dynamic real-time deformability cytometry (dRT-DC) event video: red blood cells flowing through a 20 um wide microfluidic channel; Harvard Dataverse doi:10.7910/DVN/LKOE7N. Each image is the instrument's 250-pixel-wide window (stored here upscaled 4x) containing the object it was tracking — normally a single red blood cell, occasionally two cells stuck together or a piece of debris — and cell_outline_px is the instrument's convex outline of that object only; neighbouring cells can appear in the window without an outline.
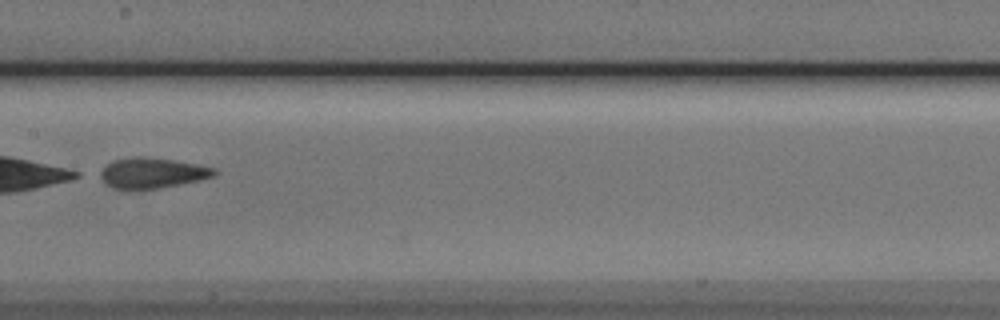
{"species": "Egyptian fruit bat (a non-hibernating species)", "species_latin": "Rousettus aegyptiacus", "temperature_condition": "cold", "stored_images_in_passage": 8, "camera_frame_rate_fps": 3000, "um_per_image_px": 0.085, "animal": {"sex": "male"}, "frame": {"image": 1, "passage_image": 5, "time_ms": 5.0, "image_size_px": [1000, 320], "cell_outline_px": [[220, 172], [216, 176], [200, 180], [180, 184], [156, 188], [112, 188], [104, 184], [96, 176], [96, 172], [112, 160], [136, 156], [144, 156], [172, 160], [196, 164], [216, 168]], "centroid_in_image_um": [12.89, 14.69], "position_along_channel_um": 194.5, "area_um2": 20.52}}
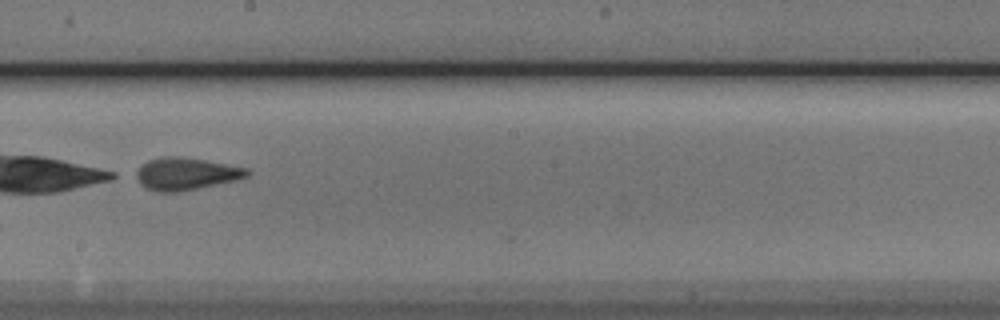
{"frame": {"image": 2, "passage_image": 6, "time_ms": 6.0, "image_size_px": [1000, 320], "cell_outline_px": [[252, 172], [248, 176], [236, 180], [176, 192], [156, 192], [140, 184], [132, 176], [132, 172], [148, 160], [164, 156], [180, 156], [204, 160], [248, 168]], "centroid_in_image_um": [15.74, 14.76], "position_along_channel_um": 232.5, "area_um2": 21.04}}
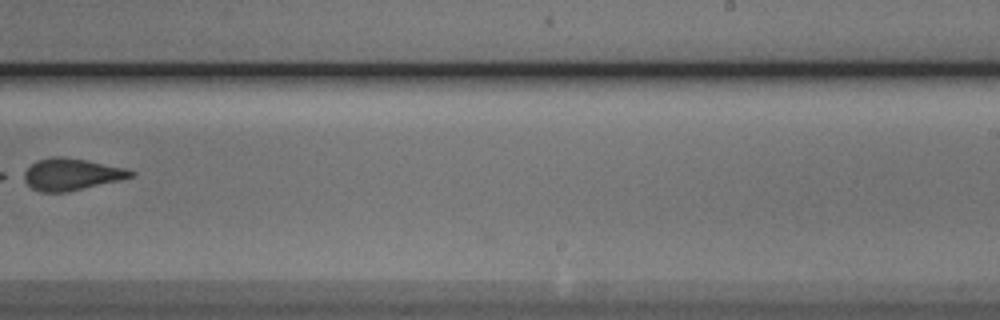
{"frame": {"image": 3, "passage_image": 7, "time_ms": 7.333, "image_size_px": [1000, 320], "cell_outline_px": [[136, 176], [120, 180], [68, 192], [40, 192], [32, 188], [16, 176], [20, 172], [36, 160], [52, 156], [60, 156], [88, 160], [124, 168], [136, 172]], "centroid_in_image_um": [5.97, 14.81], "position_along_channel_um": 283.0, "area_um2": 20.46}}